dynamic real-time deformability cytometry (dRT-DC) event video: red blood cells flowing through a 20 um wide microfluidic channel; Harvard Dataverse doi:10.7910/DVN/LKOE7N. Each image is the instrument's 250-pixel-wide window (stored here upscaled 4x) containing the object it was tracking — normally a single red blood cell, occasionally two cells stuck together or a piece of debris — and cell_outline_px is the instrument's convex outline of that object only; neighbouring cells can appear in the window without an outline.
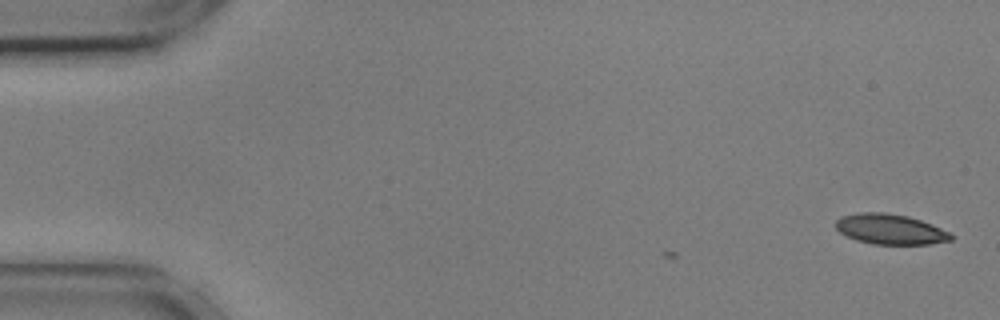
{"species": "common noctule bat (a hibernating species)", "species_latin": "Nyctalus noctula", "temperature_condition": "cold", "stored_images_in_passage": 2, "camera_frame_rate_fps": 3000, "um_per_image_px": 0.085, "animal": {"sex": "male", "body_mass_g": 17.9, "forearm_length_mm": 54.2}, "frame": {"image": 1, "passage_image": 2, "time_ms": 0.333, "image_size_px": [1000, 320], "cell_outline_px": [[952, 240], [928, 244], [872, 244], [856, 240], [840, 232], [836, 228], [836, 220], [840, 216], [856, 212], [884, 212], [908, 216], [932, 224], [948, 232], [952, 236]], "centroid_in_image_um": [75.63, 19.47], "position_along_channel_um": 9.4, "area_um2": 20.29}}